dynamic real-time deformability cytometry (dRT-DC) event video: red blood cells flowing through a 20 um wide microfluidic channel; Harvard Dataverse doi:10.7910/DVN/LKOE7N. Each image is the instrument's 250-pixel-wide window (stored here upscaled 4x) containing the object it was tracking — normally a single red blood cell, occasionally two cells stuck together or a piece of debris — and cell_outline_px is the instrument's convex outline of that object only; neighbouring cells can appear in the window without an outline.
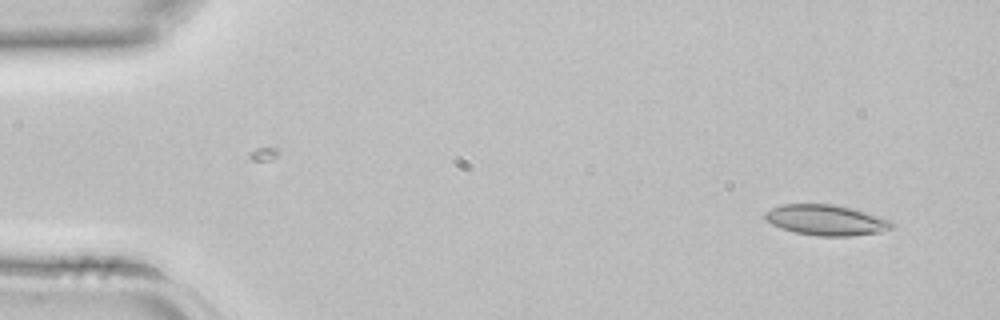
{"species": "common noctule bat (a hibernating species)", "species_latin": "Nyctalus noctula", "temperature_condition": "room temperature", "stored_images_in_passage": 2, "camera_frame_rate_fps": 3000, "um_per_image_px": 0.085, "animal": {"sex": "female", "body_mass_g": 22.7, "forearm_length_mm": 54.2}, "frame": {"image": 1, "passage_image": 2, "time_ms": 0.333, "image_size_px": [1000, 320], "cell_outline_px": [[892, 228], [880, 232], [848, 236], [816, 236], [796, 232], [780, 228], [764, 220], [764, 212], [780, 204], [832, 204], [852, 208], [892, 220]], "centroid_in_image_um": [70.19, 18.7], "position_along_channel_um": 14.8, "area_um2": 22.6}}